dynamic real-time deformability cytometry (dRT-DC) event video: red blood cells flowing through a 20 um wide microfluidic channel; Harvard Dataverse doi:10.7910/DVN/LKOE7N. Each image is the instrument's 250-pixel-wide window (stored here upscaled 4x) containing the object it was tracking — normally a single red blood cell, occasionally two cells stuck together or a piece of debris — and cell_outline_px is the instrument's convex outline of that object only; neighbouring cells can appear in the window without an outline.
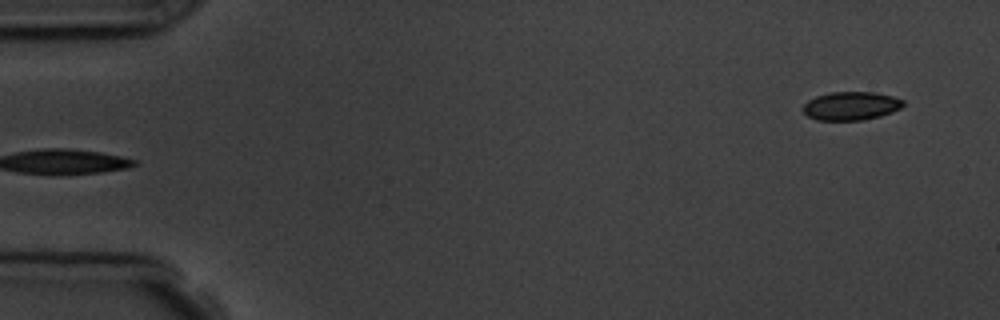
{"species": "common noctule bat (a hibernating species)", "species_latin": "Nyctalus noctula", "temperature_condition": "room temperature", "stored_images_in_passage": 6, "camera_frame_rate_fps": 3000, "um_per_image_px": 0.085, "animal": {"sex": "male", "body_mass_g": 19.5, "forearm_length_mm": 54.6}, "frame": {"image": 1, "passage_image": 6, "time_ms": 5.667, "image_size_px": [1000, 320], "cell_outline_px": [[904, 104], [900, 108], [892, 112], [880, 116], [864, 120], [816, 120], [808, 116], [800, 108], [808, 100], [816, 96], [828, 92], [872, 92], [892, 96], [904, 100]], "centroid_in_image_um": [72.31, 9.0], "position_along_channel_um": 12.7, "area_um2": 16.7}}